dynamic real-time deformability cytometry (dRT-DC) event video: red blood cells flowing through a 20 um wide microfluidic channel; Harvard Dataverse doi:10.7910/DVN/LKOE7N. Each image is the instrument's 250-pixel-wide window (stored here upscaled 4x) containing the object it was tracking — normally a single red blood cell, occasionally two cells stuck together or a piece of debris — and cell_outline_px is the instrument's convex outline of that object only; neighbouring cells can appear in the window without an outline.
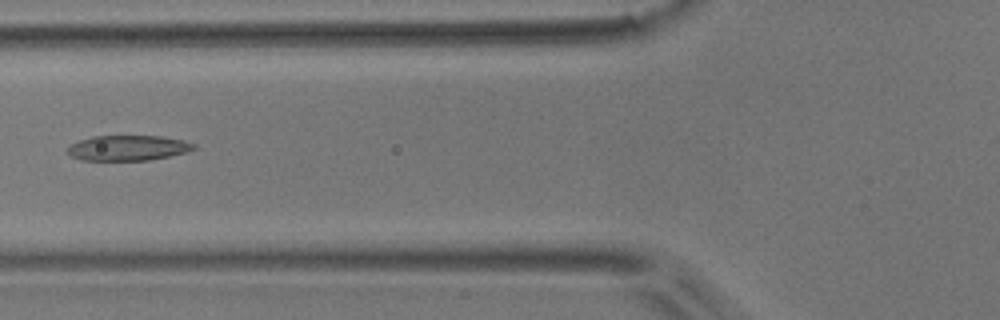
{"species": "common noctule bat (a hibernating species)", "species_latin": "Nyctalus noctula", "temperature_condition": "room temperature", "stored_images_in_passage": 5, "camera_frame_rate_fps": 3000, "um_per_image_px": 0.085, "animal": {"sex": "male", "body_mass_g": 17.9}, "frame": {"image": 1, "passage_image": 5, "time_ms": 1.333, "image_size_px": [1000, 320], "cell_outline_px": [[196, 148], [184, 152], [168, 156], [148, 160], [80, 160], [72, 156], [68, 152], [68, 148], [72, 144], [80, 140], [92, 136], [160, 136], [184, 140], [196, 144]], "centroid_in_image_um": [10.88, 12.57], "position_along_channel_um": 114.9, "area_um2": 18.38}}